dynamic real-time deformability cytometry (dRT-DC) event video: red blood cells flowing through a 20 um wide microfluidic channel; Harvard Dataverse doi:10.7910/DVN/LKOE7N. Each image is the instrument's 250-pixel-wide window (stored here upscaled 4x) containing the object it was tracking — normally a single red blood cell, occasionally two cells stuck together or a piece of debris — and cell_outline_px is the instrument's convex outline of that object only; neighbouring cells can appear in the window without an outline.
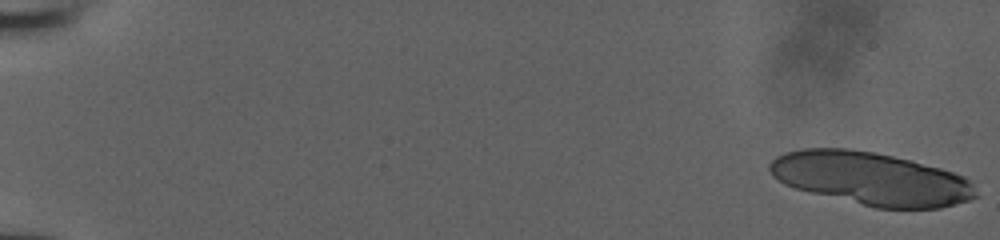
{"species": "human", "species_latin": "Homo sapiens", "temperature_condition": "room temperature", "stored_images_in_passage": 19, "camera_frame_rate_fps": 3000, "um_per_image_px": 0.085, "donor": {"sex": "male"}, "frame": {"image": 1, "passage_image": 1, "time_ms": 0.0, "image_size_px": [1000, 240], "cell_outline_px": [[980, 196], [968, 200], [940, 208], [876, 208], [796, 188], [784, 184], [772, 176], [768, 168], [768, 164], [776, 156], [784, 152], [800, 148], [848, 148], [872, 152], [912, 160], [940, 168], [964, 176], [972, 184]], "centroid_in_image_um": [74.02, 15.17], "position_along_channel_um": 11.0, "area_um2": 63.46}}